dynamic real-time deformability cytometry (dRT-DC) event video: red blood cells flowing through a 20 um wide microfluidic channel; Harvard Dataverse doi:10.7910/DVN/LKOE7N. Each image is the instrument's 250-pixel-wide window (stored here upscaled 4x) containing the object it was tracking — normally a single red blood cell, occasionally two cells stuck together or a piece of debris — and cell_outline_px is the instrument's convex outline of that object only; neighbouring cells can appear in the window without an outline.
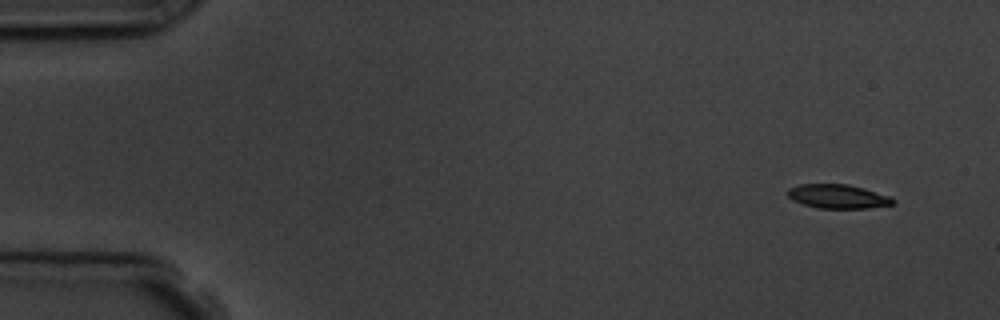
{"species": "common noctule bat (a hibernating species)", "species_latin": "Nyctalus noctula", "temperature_condition": "room temperature", "stored_images_in_passage": 16, "camera_frame_rate_fps": 3000, "um_per_image_px": 0.085, "animal": {"sex": "male", "body_mass_g": 19.5, "forearm_length_mm": 54.6}, "frame": {"image": 1, "passage_image": 1, "time_ms": 0.0, "image_size_px": [1000, 320], "cell_outline_px": [[896, 204], [868, 208], [816, 208], [792, 200], [788, 196], [788, 188], [800, 184], [848, 184], [864, 188], [892, 196], [896, 200]], "centroid_in_image_um": [71.27, 16.69], "position_along_channel_um": 13.7, "area_um2": 14.91}}
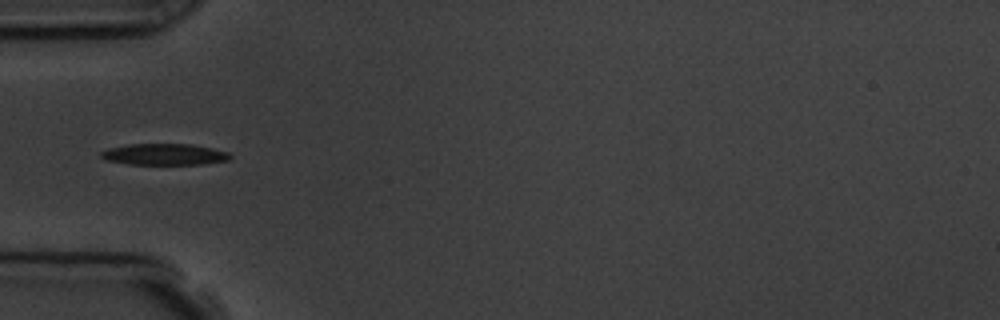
{"frame": {"image": 2, "passage_image": 5, "time_ms": 4.667, "image_size_px": [1000, 320], "cell_outline_px": [[232, 156], [228, 160], [200, 164], [128, 164], [108, 160], [100, 156], [100, 152], [108, 148], [128, 144], [192, 144], [212, 148], [228, 152]], "centroid_in_image_um": [13.96, 13.11], "position_along_channel_um": 71.0, "area_um2": 15.95}}
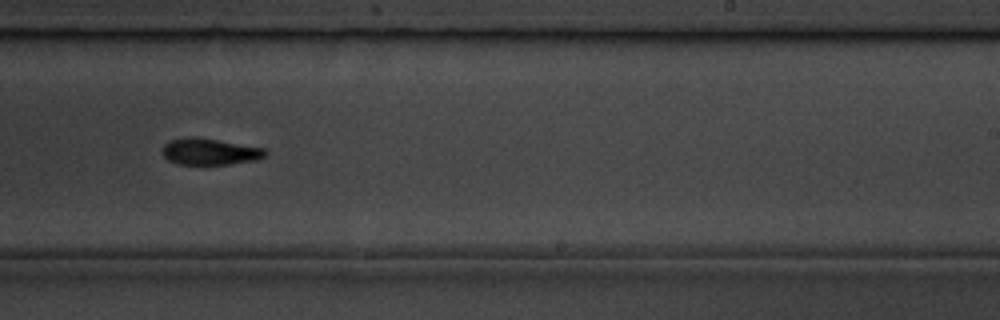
{"frame": {"image": 3, "passage_image": 10, "time_ms": 10.0, "image_size_px": [1000, 320], "cell_outline_px": [[268, 152], [264, 156], [256, 160], [228, 164], [176, 164], [168, 160], [164, 156], [164, 144], [168, 140], [188, 136], [192, 136], [264, 148]], "centroid_in_image_um": [17.8, 12.88], "position_along_channel_um": 271.2, "area_um2": 15.72}, "authors_computed_cell_mechanics": {"area_um2": 15.7216, "velocity_mm_per_s": 3.7556, "shape_relaxation_time_tau1_ms": 3.7351, "shape_relaxation_time_tau2_ms": 5.0196, "deformation_change_tau1": 0.1268, "deformation_change_tau2": 0.1165}}